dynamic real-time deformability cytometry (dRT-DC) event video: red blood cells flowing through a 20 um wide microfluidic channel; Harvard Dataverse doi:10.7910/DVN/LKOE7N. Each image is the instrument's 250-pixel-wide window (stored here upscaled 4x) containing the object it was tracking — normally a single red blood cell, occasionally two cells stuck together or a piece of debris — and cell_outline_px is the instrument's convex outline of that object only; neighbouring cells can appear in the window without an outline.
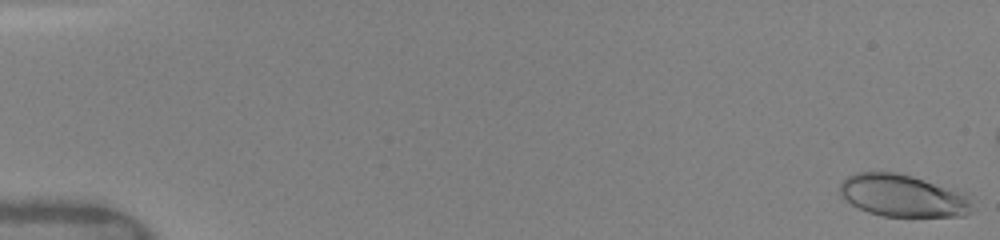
{"species": "human", "species_latin": "Homo sapiens", "temperature_condition": "warm", "stored_images_in_passage": 36, "camera_frame_rate_fps": 3000, "um_per_image_px": 0.085, "donor": {"sex": "female"}, "frame": {"image": 1, "passage_image": 1, "time_ms": 0.0, "image_size_px": [1000, 240], "cell_outline_px": [[972, 212], [964, 216], [884, 216], [868, 212], [844, 200], [840, 196], [840, 184], [848, 176], [856, 172], [896, 172], [912, 176], [968, 192]], "centroid_in_image_um": [76.77, 16.62], "position_along_channel_um": 8.2, "area_um2": 32.83}}
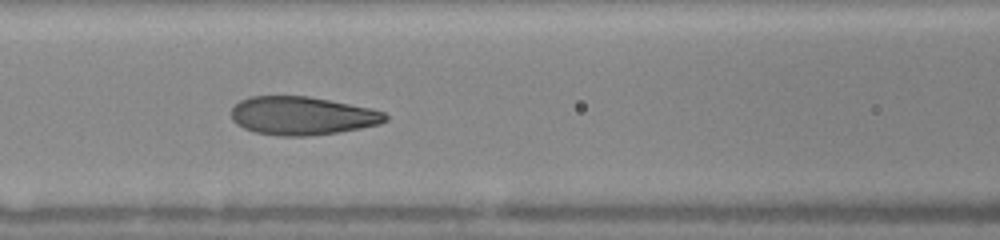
{"frame": {"image": 2, "passage_image": 16, "time_ms": 7.333, "image_size_px": [1000, 240], "cell_outline_px": [[388, 120], [380, 124], [360, 128], [336, 132], [308, 136], [280, 136], [256, 132], [244, 128], [236, 124], [232, 120], [232, 108], [240, 100], [248, 96], [308, 96], [372, 108], [384, 112], [388, 116]], "centroid_in_image_um": [25.69, 9.83], "position_along_channel_um": 140.9, "area_um2": 34.45}}
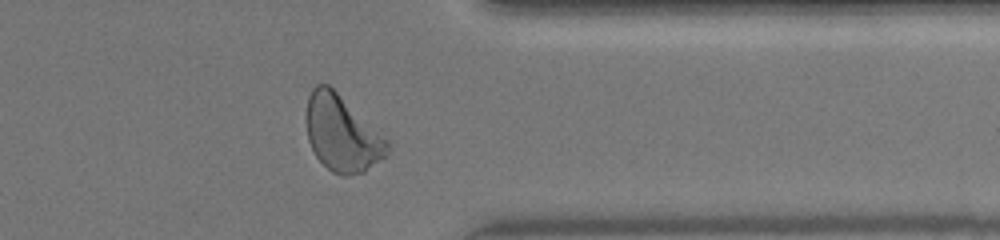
{"frame": {"image": 3, "passage_image": 29, "time_ms": 13.333, "image_size_px": [1000, 240], "cell_outline_px": [[388, 156], [364, 172], [348, 176], [340, 176], [332, 172], [316, 156], [308, 140], [304, 120], [304, 116], [308, 96], [312, 88], [316, 84], [328, 84], [388, 140]], "centroid_in_image_um": [29.04, 11.36], "position_along_channel_um": 382.4, "area_um2": 36.01}, "authors_computed_cell_mechanics": {"area_um2": 34.3621, "velocity_mm_per_s": 4.0948, "shape_relaxation_time_tau1_ms": 2.5503, "shape_relaxation_time_tau2_ms": null, "deformation_change_tau1": 0.1407, "deformation_change_tau2": null}}